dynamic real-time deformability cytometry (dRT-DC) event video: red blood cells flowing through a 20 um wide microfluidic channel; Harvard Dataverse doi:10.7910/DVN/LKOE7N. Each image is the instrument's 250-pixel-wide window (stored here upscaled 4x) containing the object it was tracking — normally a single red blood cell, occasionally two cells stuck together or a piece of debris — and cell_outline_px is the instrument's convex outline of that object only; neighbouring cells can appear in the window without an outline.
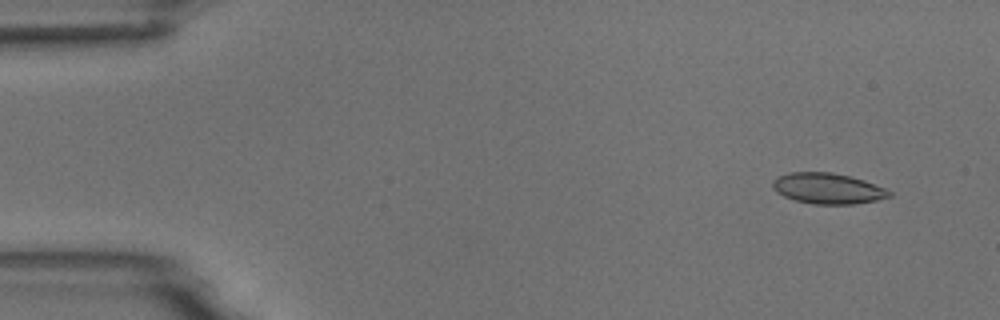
{"species": "common noctule bat (a hibernating species)", "species_latin": "Nyctalus noctula", "temperature_condition": "room temperature", "stored_images_in_passage": 4, "camera_frame_rate_fps": 3000, "um_per_image_px": 0.085, "animal": {"sex": "male", "body_mass_g": 18.8}, "frame": {"image": 1, "passage_image": 2, "time_ms": 1.0, "image_size_px": [1000, 320], "cell_outline_px": [[892, 196], [876, 200], [852, 204], [812, 204], [796, 200], [784, 196], [776, 192], [772, 184], [772, 180], [780, 176], [792, 172], [832, 172], [864, 180], [884, 188], [892, 192]], "centroid_in_image_um": [70.36, 16.02], "position_along_channel_um": 14.6, "area_um2": 20.69}}